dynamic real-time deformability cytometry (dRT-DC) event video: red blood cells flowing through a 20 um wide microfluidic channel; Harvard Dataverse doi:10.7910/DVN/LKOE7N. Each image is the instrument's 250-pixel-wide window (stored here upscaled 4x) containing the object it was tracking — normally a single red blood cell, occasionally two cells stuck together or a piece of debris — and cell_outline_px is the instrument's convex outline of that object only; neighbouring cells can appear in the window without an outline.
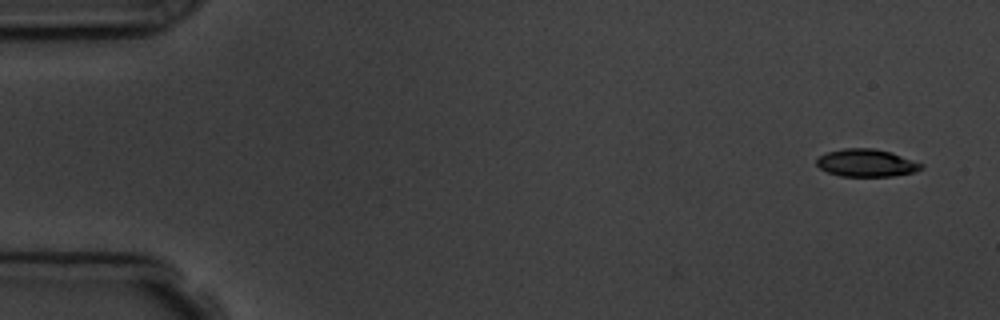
{"species": "common noctule bat (a hibernating species)", "species_latin": "Nyctalus noctula", "temperature_condition": "room temperature", "stored_images_in_passage": 4, "camera_frame_rate_fps": 3000, "um_per_image_px": 0.085, "animal": {"sex": "male", "body_mass_g": 19.5, "forearm_length_mm": 54.6}, "frame": {"image": 1, "passage_image": 1, "time_ms": 0.0, "image_size_px": [1000, 320], "cell_outline_px": [[924, 168], [912, 172], [892, 176], [840, 176], [828, 172], [820, 168], [816, 164], [816, 160], [820, 156], [828, 152], [844, 148], [872, 148], [892, 152], [924, 164]], "centroid_in_image_um": [73.66, 13.84], "position_along_channel_um": 11.3, "area_um2": 16.76}}
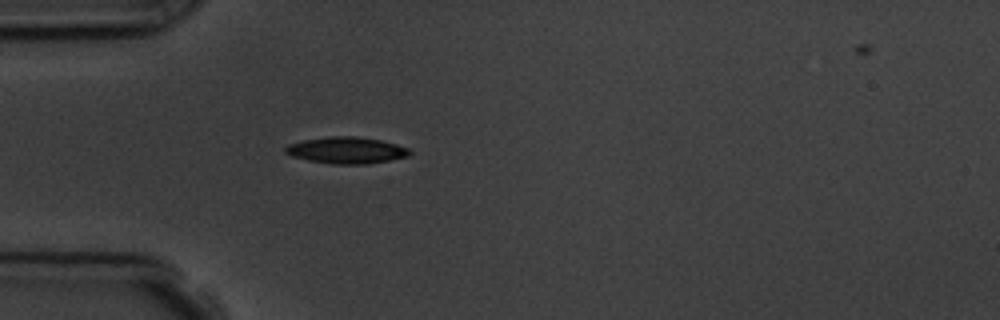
{"frame": {"image": 2, "passage_image": 4, "time_ms": 4.333, "image_size_px": [1000, 320], "cell_outline_px": [[412, 152], [408, 156], [368, 164], [332, 164], [308, 160], [292, 156], [284, 152], [284, 148], [288, 144], [304, 140], [328, 136], [356, 136], [380, 140], [396, 144], [408, 148]], "centroid_in_image_um": [29.43, 12.77], "position_along_channel_um": 55.6, "area_um2": 19.19}}